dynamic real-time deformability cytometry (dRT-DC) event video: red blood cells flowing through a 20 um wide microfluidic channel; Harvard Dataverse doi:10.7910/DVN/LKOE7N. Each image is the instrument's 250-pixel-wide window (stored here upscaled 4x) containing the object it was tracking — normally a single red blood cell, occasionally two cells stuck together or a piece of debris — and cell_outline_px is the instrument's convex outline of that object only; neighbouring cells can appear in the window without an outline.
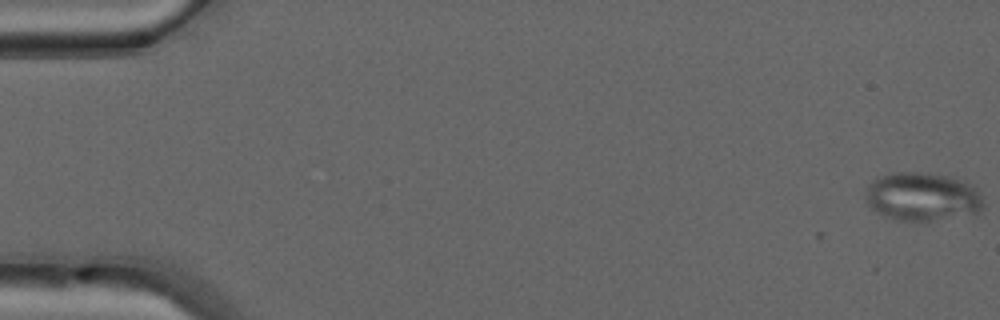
{"species": "common noctule bat (a hibernating species)", "species_latin": "Nyctalus noctula", "temperature_condition": "warm", "stored_images_in_passage": 2, "camera_frame_rate_fps": 3000, "um_per_image_px": 0.085, "animal": {"sex": "male", "forearm_length_mm": 52.5}, "frame": {"image": 1, "passage_image": 2, "time_ms": 0.333, "image_size_px": [1000, 320], "cell_outline_px": [[984, 208], [976, 216], [932, 220], [892, 220], [876, 212], [868, 204], [864, 196], [868, 184], [876, 176], [892, 172], [924, 172], [948, 176], [968, 184], [976, 188], [984, 204]], "centroid_in_image_um": [78.39, 16.73], "position_along_channel_um": 6.6, "area_um2": 33.87}}